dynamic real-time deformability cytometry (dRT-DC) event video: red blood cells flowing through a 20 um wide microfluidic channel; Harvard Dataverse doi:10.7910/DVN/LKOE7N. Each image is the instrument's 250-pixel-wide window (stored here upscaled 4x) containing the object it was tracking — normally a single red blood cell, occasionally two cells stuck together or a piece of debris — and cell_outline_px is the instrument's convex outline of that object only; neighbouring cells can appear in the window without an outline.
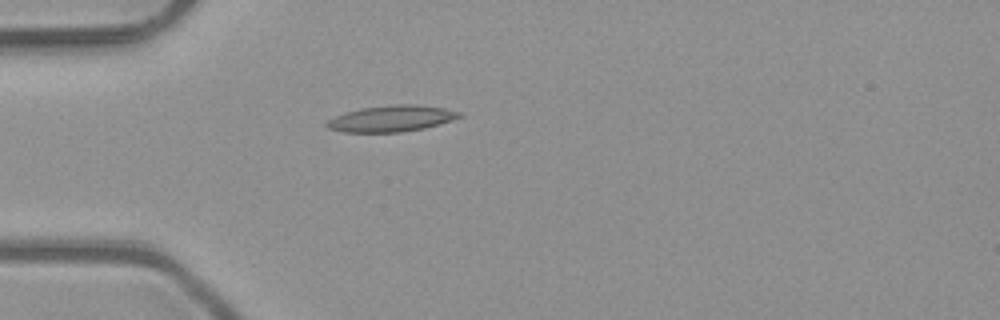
{"species": "common noctule bat (a hibernating species)", "species_latin": "Nyctalus noctula", "temperature_condition": "room temperature", "stored_images_in_passage": 1, "camera_frame_rate_fps": 3000, "um_per_image_px": 0.085, "animal": {"sex": "male", "body_mass_g": 23.1, "forearm_length_mm": 52.7}, "frame": {"image": 1, "passage_image": 1, "time_ms": 0.0, "image_size_px": [1000, 320], "cell_outline_px": [[464, 116], [452, 120], [424, 128], [400, 132], [344, 132], [328, 128], [324, 124], [328, 120], [336, 116], [360, 108], [392, 104], [416, 104], [444, 108], [460, 112]], "centroid_in_image_um": [33.28, 10.07], "position_along_channel_um": 51.7, "area_um2": 20.17}}